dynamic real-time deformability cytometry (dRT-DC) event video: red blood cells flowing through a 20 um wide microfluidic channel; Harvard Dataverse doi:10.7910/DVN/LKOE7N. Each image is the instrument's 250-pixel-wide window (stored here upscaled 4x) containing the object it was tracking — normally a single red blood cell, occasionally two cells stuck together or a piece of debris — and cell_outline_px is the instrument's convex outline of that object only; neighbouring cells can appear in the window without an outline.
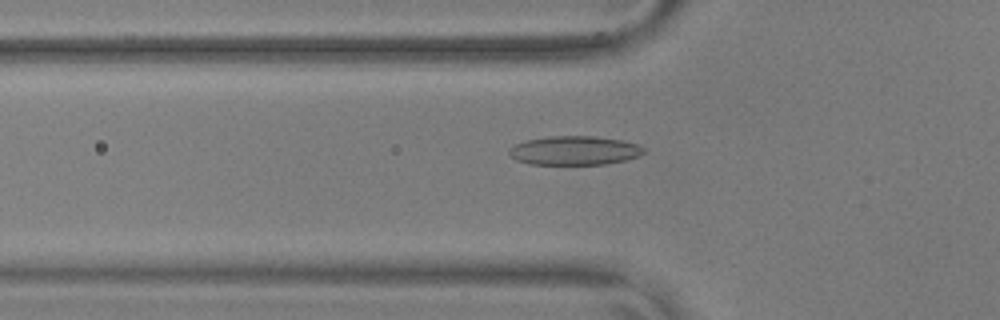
{"species": "common noctule bat (a hibernating species)", "species_latin": "Nyctalus noctula", "temperature_condition": "warm", "stored_images_in_passage": 35, "camera_frame_rate_fps": 3000, "um_per_image_px": 0.085, "animal": {"sex": "male", "body_mass_g": 17.9, "forearm_length_mm": 54.2}, "frame": {"image": 1, "passage_image": 20, "time_ms": 6.333, "image_size_px": [1000, 320], "cell_outline_px": [[644, 152], [640, 156], [624, 160], [604, 164], [532, 164], [516, 160], [508, 152], [508, 148], [516, 144], [528, 140], [548, 136], [596, 136], [620, 140], [636, 144], [644, 148]], "centroid_in_image_um": [48.82, 12.79], "position_along_channel_um": 77.0, "area_um2": 22.54}}
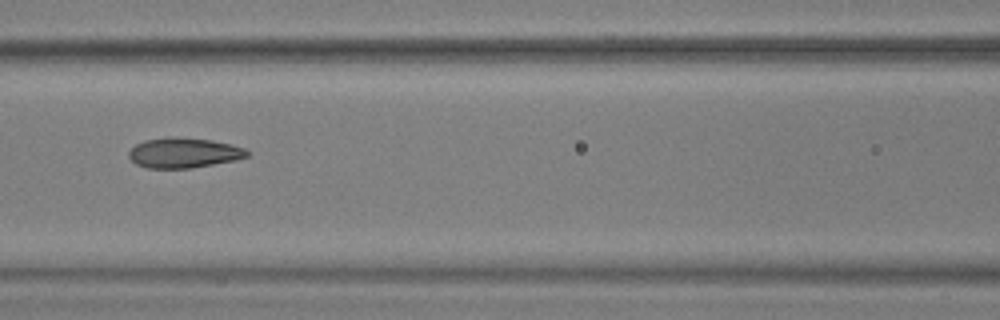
{"frame": {"image": 2, "passage_image": 26, "time_ms": 8.333, "image_size_px": [1000, 320], "cell_outline_px": [[252, 152], [248, 156], [236, 160], [188, 168], [148, 168], [136, 164], [128, 156], [128, 152], [136, 144], [144, 140], [172, 136], [212, 140], [244, 148]], "centroid_in_image_um": [15.62, 12.98], "position_along_channel_um": 151.0, "area_um2": 20.69}}
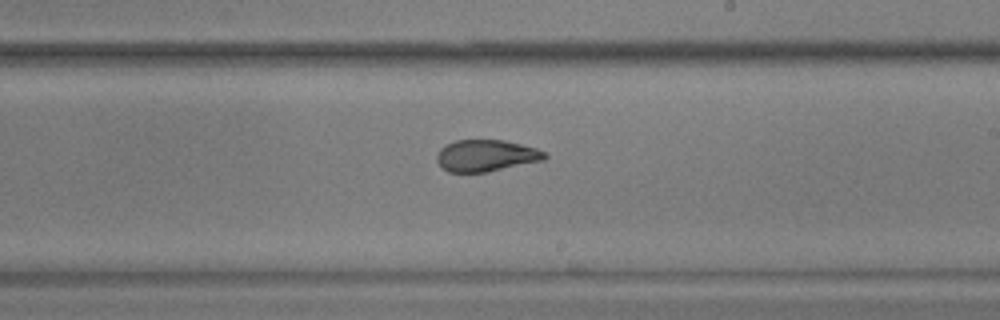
{"frame": {"image": 3, "passage_image": 34, "time_ms": 11.0, "image_size_px": [1000, 320], "cell_outline_px": [[548, 156], [544, 160], [488, 172], [448, 172], [436, 160], [436, 156], [440, 148], [456, 140], [504, 140], [536, 148], [544, 152]], "centroid_in_image_um": [41.32, 13.23], "position_along_channel_um": 247.7, "area_um2": 19.83}}